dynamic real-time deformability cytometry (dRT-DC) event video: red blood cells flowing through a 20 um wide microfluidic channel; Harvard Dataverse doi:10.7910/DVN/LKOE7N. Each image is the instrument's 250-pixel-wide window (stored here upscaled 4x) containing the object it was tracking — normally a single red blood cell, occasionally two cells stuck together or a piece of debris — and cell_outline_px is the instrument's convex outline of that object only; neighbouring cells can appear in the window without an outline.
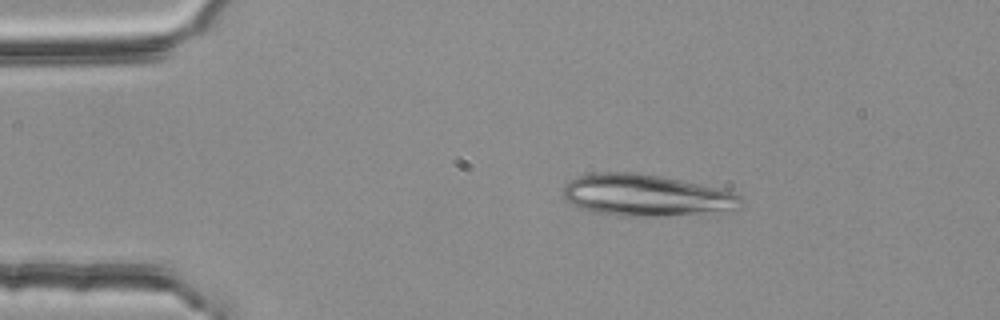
{"species": "common noctule bat (a hibernating species)", "species_latin": "Nyctalus noctula", "temperature_condition": "room temperature", "stored_images_in_passage": 51, "camera_frame_rate_fps": 3000, "um_per_image_px": 0.085, "animal": {"sex": "female", "body_mass_g": 25.1}, "frame": {"image": 1, "passage_image": 8, "time_ms": 2.333, "image_size_px": [1000, 320], "cell_outline_px": [[744, 200], [736, 208], [716, 216], [620, 216], [592, 212], [580, 208], [564, 200], [564, 184], [580, 176], [596, 172], [632, 172], [660, 176], [720, 188], [736, 192]], "centroid_in_image_um": [55.03, 16.64], "position_along_channel_um": 30.0, "area_um2": 44.27}}
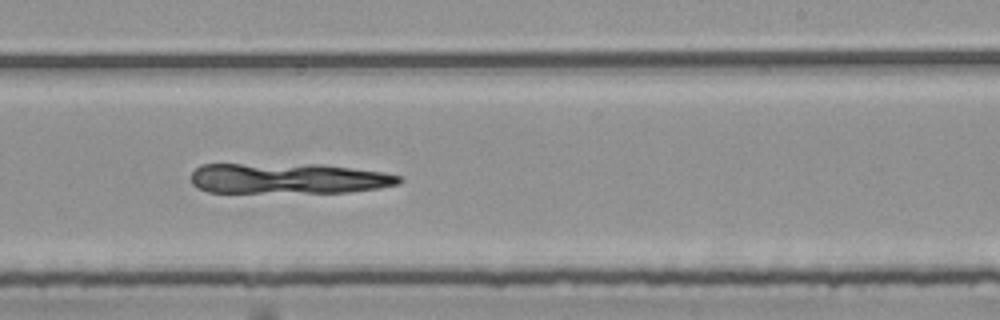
{"frame": {"image": 2, "passage_image": 31, "time_ms": 10.0, "image_size_px": [1000, 320], "cell_outline_px": [[404, 180], [400, 184], [380, 188], [348, 192], [208, 192], [196, 188], [192, 184], [192, 172], [200, 164], [320, 164], [384, 172], [400, 176]], "centroid_in_image_um": [24.52, 15.16], "position_along_channel_um": 264.5, "area_um2": 37.28}}
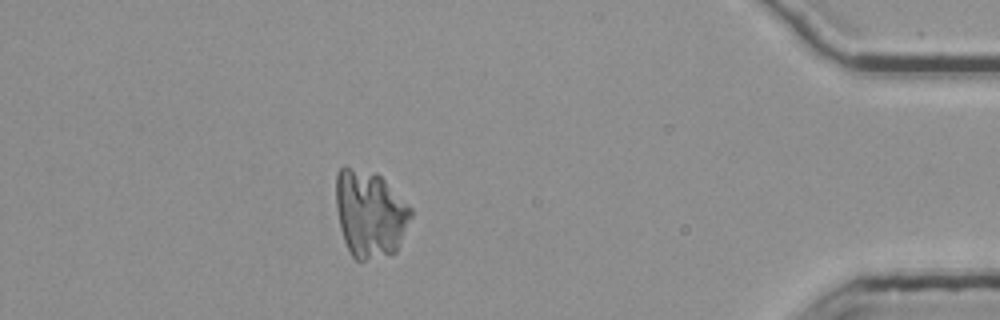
{"frame": {"image": 3, "passage_image": 46, "time_ms": 15.0, "image_size_px": [1000, 320], "cell_outline_px": [[412, 216], [396, 252], [392, 256], [364, 260], [356, 260], [348, 252], [340, 228], [336, 208], [336, 172], [344, 164], [376, 172], [412, 208]], "centroid_in_image_um": [31.43, 18.16], "position_along_channel_um": 403.8, "area_um2": 38.61}}